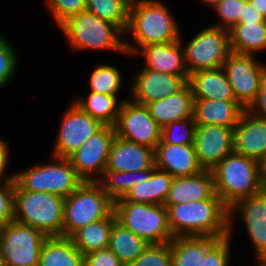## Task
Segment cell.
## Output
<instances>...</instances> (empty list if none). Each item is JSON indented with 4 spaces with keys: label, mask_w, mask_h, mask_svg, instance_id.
Here are the masks:
<instances>
[{
    "label": "cell",
    "mask_w": 266,
    "mask_h": 266,
    "mask_svg": "<svg viewBox=\"0 0 266 266\" xmlns=\"http://www.w3.org/2000/svg\"><path fill=\"white\" fill-rule=\"evenodd\" d=\"M114 214L117 222L148 244L169 243L174 238L165 205L114 202Z\"/></svg>",
    "instance_id": "cell-7"
},
{
    "label": "cell",
    "mask_w": 266,
    "mask_h": 266,
    "mask_svg": "<svg viewBox=\"0 0 266 266\" xmlns=\"http://www.w3.org/2000/svg\"><path fill=\"white\" fill-rule=\"evenodd\" d=\"M215 194L213 174L203 170L192 176L174 177L164 205L196 202Z\"/></svg>",
    "instance_id": "cell-22"
},
{
    "label": "cell",
    "mask_w": 266,
    "mask_h": 266,
    "mask_svg": "<svg viewBox=\"0 0 266 266\" xmlns=\"http://www.w3.org/2000/svg\"><path fill=\"white\" fill-rule=\"evenodd\" d=\"M219 238L178 236L170 242L172 266H201V257Z\"/></svg>",
    "instance_id": "cell-28"
},
{
    "label": "cell",
    "mask_w": 266,
    "mask_h": 266,
    "mask_svg": "<svg viewBox=\"0 0 266 266\" xmlns=\"http://www.w3.org/2000/svg\"><path fill=\"white\" fill-rule=\"evenodd\" d=\"M84 255L69 237H48L42 246L38 266H83Z\"/></svg>",
    "instance_id": "cell-27"
},
{
    "label": "cell",
    "mask_w": 266,
    "mask_h": 266,
    "mask_svg": "<svg viewBox=\"0 0 266 266\" xmlns=\"http://www.w3.org/2000/svg\"><path fill=\"white\" fill-rule=\"evenodd\" d=\"M59 27L76 50L105 49L127 54L125 41L120 38L125 33L87 10L68 17Z\"/></svg>",
    "instance_id": "cell-5"
},
{
    "label": "cell",
    "mask_w": 266,
    "mask_h": 266,
    "mask_svg": "<svg viewBox=\"0 0 266 266\" xmlns=\"http://www.w3.org/2000/svg\"><path fill=\"white\" fill-rule=\"evenodd\" d=\"M114 212V202L97 181H84L65 198L63 237H70L88 224L108 218Z\"/></svg>",
    "instance_id": "cell-6"
},
{
    "label": "cell",
    "mask_w": 266,
    "mask_h": 266,
    "mask_svg": "<svg viewBox=\"0 0 266 266\" xmlns=\"http://www.w3.org/2000/svg\"><path fill=\"white\" fill-rule=\"evenodd\" d=\"M132 0H86V10L118 26L124 33L129 22Z\"/></svg>",
    "instance_id": "cell-34"
},
{
    "label": "cell",
    "mask_w": 266,
    "mask_h": 266,
    "mask_svg": "<svg viewBox=\"0 0 266 266\" xmlns=\"http://www.w3.org/2000/svg\"><path fill=\"white\" fill-rule=\"evenodd\" d=\"M149 244L134 234L130 229L123 227L116 220L112 224L109 249L125 265L135 261Z\"/></svg>",
    "instance_id": "cell-31"
},
{
    "label": "cell",
    "mask_w": 266,
    "mask_h": 266,
    "mask_svg": "<svg viewBox=\"0 0 266 266\" xmlns=\"http://www.w3.org/2000/svg\"><path fill=\"white\" fill-rule=\"evenodd\" d=\"M189 74L222 68L231 51L229 31L213 26L202 29L183 48Z\"/></svg>",
    "instance_id": "cell-10"
},
{
    "label": "cell",
    "mask_w": 266,
    "mask_h": 266,
    "mask_svg": "<svg viewBox=\"0 0 266 266\" xmlns=\"http://www.w3.org/2000/svg\"><path fill=\"white\" fill-rule=\"evenodd\" d=\"M155 164L154 149L115 137L105 170L140 172Z\"/></svg>",
    "instance_id": "cell-20"
},
{
    "label": "cell",
    "mask_w": 266,
    "mask_h": 266,
    "mask_svg": "<svg viewBox=\"0 0 266 266\" xmlns=\"http://www.w3.org/2000/svg\"><path fill=\"white\" fill-rule=\"evenodd\" d=\"M156 169L155 164L140 172H118L105 170L97 182L113 202L123 199L128 191L142 181L147 180Z\"/></svg>",
    "instance_id": "cell-33"
},
{
    "label": "cell",
    "mask_w": 266,
    "mask_h": 266,
    "mask_svg": "<svg viewBox=\"0 0 266 266\" xmlns=\"http://www.w3.org/2000/svg\"><path fill=\"white\" fill-rule=\"evenodd\" d=\"M119 95H105L90 91L88 96L75 98L73 102L92 118L103 125L115 126L122 101L117 102Z\"/></svg>",
    "instance_id": "cell-32"
},
{
    "label": "cell",
    "mask_w": 266,
    "mask_h": 266,
    "mask_svg": "<svg viewBox=\"0 0 266 266\" xmlns=\"http://www.w3.org/2000/svg\"><path fill=\"white\" fill-rule=\"evenodd\" d=\"M0 266H4L1 245H0Z\"/></svg>",
    "instance_id": "cell-50"
},
{
    "label": "cell",
    "mask_w": 266,
    "mask_h": 266,
    "mask_svg": "<svg viewBox=\"0 0 266 266\" xmlns=\"http://www.w3.org/2000/svg\"><path fill=\"white\" fill-rule=\"evenodd\" d=\"M188 84L194 99L236 100L223 68L192 72Z\"/></svg>",
    "instance_id": "cell-25"
},
{
    "label": "cell",
    "mask_w": 266,
    "mask_h": 266,
    "mask_svg": "<svg viewBox=\"0 0 266 266\" xmlns=\"http://www.w3.org/2000/svg\"><path fill=\"white\" fill-rule=\"evenodd\" d=\"M167 6L158 0H132L126 33H130L133 43H126V52L134 55L143 46L178 41L180 29Z\"/></svg>",
    "instance_id": "cell-2"
},
{
    "label": "cell",
    "mask_w": 266,
    "mask_h": 266,
    "mask_svg": "<svg viewBox=\"0 0 266 266\" xmlns=\"http://www.w3.org/2000/svg\"><path fill=\"white\" fill-rule=\"evenodd\" d=\"M189 76H178L142 68L131 87L133 102L146 105L178 93L188 84Z\"/></svg>",
    "instance_id": "cell-16"
},
{
    "label": "cell",
    "mask_w": 266,
    "mask_h": 266,
    "mask_svg": "<svg viewBox=\"0 0 266 266\" xmlns=\"http://www.w3.org/2000/svg\"><path fill=\"white\" fill-rule=\"evenodd\" d=\"M14 194L15 181L11 174L0 183V229L14 221Z\"/></svg>",
    "instance_id": "cell-39"
},
{
    "label": "cell",
    "mask_w": 266,
    "mask_h": 266,
    "mask_svg": "<svg viewBox=\"0 0 266 266\" xmlns=\"http://www.w3.org/2000/svg\"><path fill=\"white\" fill-rule=\"evenodd\" d=\"M17 56L13 45L0 35V88L6 86L12 79L17 68Z\"/></svg>",
    "instance_id": "cell-40"
},
{
    "label": "cell",
    "mask_w": 266,
    "mask_h": 266,
    "mask_svg": "<svg viewBox=\"0 0 266 266\" xmlns=\"http://www.w3.org/2000/svg\"><path fill=\"white\" fill-rule=\"evenodd\" d=\"M229 36L232 52L254 55L266 50V22L238 23Z\"/></svg>",
    "instance_id": "cell-30"
},
{
    "label": "cell",
    "mask_w": 266,
    "mask_h": 266,
    "mask_svg": "<svg viewBox=\"0 0 266 266\" xmlns=\"http://www.w3.org/2000/svg\"><path fill=\"white\" fill-rule=\"evenodd\" d=\"M211 172L215 193L229 209L239 200L261 192L257 160L232 152Z\"/></svg>",
    "instance_id": "cell-3"
},
{
    "label": "cell",
    "mask_w": 266,
    "mask_h": 266,
    "mask_svg": "<svg viewBox=\"0 0 266 266\" xmlns=\"http://www.w3.org/2000/svg\"><path fill=\"white\" fill-rule=\"evenodd\" d=\"M48 236L34 227L12 221L0 229L4 266H38Z\"/></svg>",
    "instance_id": "cell-9"
},
{
    "label": "cell",
    "mask_w": 266,
    "mask_h": 266,
    "mask_svg": "<svg viewBox=\"0 0 266 266\" xmlns=\"http://www.w3.org/2000/svg\"><path fill=\"white\" fill-rule=\"evenodd\" d=\"M260 187L266 193V156L259 162Z\"/></svg>",
    "instance_id": "cell-47"
},
{
    "label": "cell",
    "mask_w": 266,
    "mask_h": 266,
    "mask_svg": "<svg viewBox=\"0 0 266 266\" xmlns=\"http://www.w3.org/2000/svg\"><path fill=\"white\" fill-rule=\"evenodd\" d=\"M201 1H204V2H206V4H209L210 6L214 7L221 0H201Z\"/></svg>",
    "instance_id": "cell-49"
},
{
    "label": "cell",
    "mask_w": 266,
    "mask_h": 266,
    "mask_svg": "<svg viewBox=\"0 0 266 266\" xmlns=\"http://www.w3.org/2000/svg\"><path fill=\"white\" fill-rule=\"evenodd\" d=\"M151 117L162 128L168 123L193 117L194 98L189 84L162 100L146 104Z\"/></svg>",
    "instance_id": "cell-24"
},
{
    "label": "cell",
    "mask_w": 266,
    "mask_h": 266,
    "mask_svg": "<svg viewBox=\"0 0 266 266\" xmlns=\"http://www.w3.org/2000/svg\"><path fill=\"white\" fill-rule=\"evenodd\" d=\"M266 20V0H248Z\"/></svg>",
    "instance_id": "cell-48"
},
{
    "label": "cell",
    "mask_w": 266,
    "mask_h": 266,
    "mask_svg": "<svg viewBox=\"0 0 266 266\" xmlns=\"http://www.w3.org/2000/svg\"><path fill=\"white\" fill-rule=\"evenodd\" d=\"M115 137V128L104 125L67 157L77 174L84 181H97L98 175L100 177L103 175L108 162L110 148Z\"/></svg>",
    "instance_id": "cell-13"
},
{
    "label": "cell",
    "mask_w": 266,
    "mask_h": 266,
    "mask_svg": "<svg viewBox=\"0 0 266 266\" xmlns=\"http://www.w3.org/2000/svg\"><path fill=\"white\" fill-rule=\"evenodd\" d=\"M193 146L200 166L211 171L234 152V127L197 125Z\"/></svg>",
    "instance_id": "cell-15"
},
{
    "label": "cell",
    "mask_w": 266,
    "mask_h": 266,
    "mask_svg": "<svg viewBox=\"0 0 266 266\" xmlns=\"http://www.w3.org/2000/svg\"><path fill=\"white\" fill-rule=\"evenodd\" d=\"M248 0H221L213 8L221 19V24L212 25L213 27L231 30L239 23L243 6Z\"/></svg>",
    "instance_id": "cell-38"
},
{
    "label": "cell",
    "mask_w": 266,
    "mask_h": 266,
    "mask_svg": "<svg viewBox=\"0 0 266 266\" xmlns=\"http://www.w3.org/2000/svg\"><path fill=\"white\" fill-rule=\"evenodd\" d=\"M244 110L236 100L194 99L193 117L197 125L235 127Z\"/></svg>",
    "instance_id": "cell-23"
},
{
    "label": "cell",
    "mask_w": 266,
    "mask_h": 266,
    "mask_svg": "<svg viewBox=\"0 0 266 266\" xmlns=\"http://www.w3.org/2000/svg\"><path fill=\"white\" fill-rule=\"evenodd\" d=\"M254 57L251 54L231 52L222 67L232 86L236 101L244 109H248L255 101L266 78V65Z\"/></svg>",
    "instance_id": "cell-11"
},
{
    "label": "cell",
    "mask_w": 266,
    "mask_h": 266,
    "mask_svg": "<svg viewBox=\"0 0 266 266\" xmlns=\"http://www.w3.org/2000/svg\"><path fill=\"white\" fill-rule=\"evenodd\" d=\"M196 126L194 117L168 123L162 127L161 141L166 144H193Z\"/></svg>",
    "instance_id": "cell-36"
},
{
    "label": "cell",
    "mask_w": 266,
    "mask_h": 266,
    "mask_svg": "<svg viewBox=\"0 0 266 266\" xmlns=\"http://www.w3.org/2000/svg\"><path fill=\"white\" fill-rule=\"evenodd\" d=\"M182 36L178 41L149 44L141 47L136 54L144 56L147 69L178 76H189L184 62Z\"/></svg>",
    "instance_id": "cell-21"
},
{
    "label": "cell",
    "mask_w": 266,
    "mask_h": 266,
    "mask_svg": "<svg viewBox=\"0 0 266 266\" xmlns=\"http://www.w3.org/2000/svg\"><path fill=\"white\" fill-rule=\"evenodd\" d=\"M168 172L155 169L152 175L132 187L126 196L116 202H133L164 205L173 181Z\"/></svg>",
    "instance_id": "cell-26"
},
{
    "label": "cell",
    "mask_w": 266,
    "mask_h": 266,
    "mask_svg": "<svg viewBox=\"0 0 266 266\" xmlns=\"http://www.w3.org/2000/svg\"><path fill=\"white\" fill-rule=\"evenodd\" d=\"M54 162L30 167L14 173L15 183L25 191L48 192L68 197L84 180L77 174L67 158L56 157Z\"/></svg>",
    "instance_id": "cell-8"
},
{
    "label": "cell",
    "mask_w": 266,
    "mask_h": 266,
    "mask_svg": "<svg viewBox=\"0 0 266 266\" xmlns=\"http://www.w3.org/2000/svg\"><path fill=\"white\" fill-rule=\"evenodd\" d=\"M230 211V231L234 213L242 216L250 240L256 251L258 264L266 261V193L239 200Z\"/></svg>",
    "instance_id": "cell-17"
},
{
    "label": "cell",
    "mask_w": 266,
    "mask_h": 266,
    "mask_svg": "<svg viewBox=\"0 0 266 266\" xmlns=\"http://www.w3.org/2000/svg\"><path fill=\"white\" fill-rule=\"evenodd\" d=\"M9 145L8 142H5L4 140H2L0 138V180L1 178L3 177V179H6L4 178L5 176V170L8 166V149H7V146ZM4 174V175H3Z\"/></svg>",
    "instance_id": "cell-46"
},
{
    "label": "cell",
    "mask_w": 266,
    "mask_h": 266,
    "mask_svg": "<svg viewBox=\"0 0 266 266\" xmlns=\"http://www.w3.org/2000/svg\"><path fill=\"white\" fill-rule=\"evenodd\" d=\"M234 152L258 162L266 156V119L243 111L234 127Z\"/></svg>",
    "instance_id": "cell-18"
},
{
    "label": "cell",
    "mask_w": 266,
    "mask_h": 266,
    "mask_svg": "<svg viewBox=\"0 0 266 266\" xmlns=\"http://www.w3.org/2000/svg\"><path fill=\"white\" fill-rule=\"evenodd\" d=\"M165 206L174 237L230 235V211L217 194L205 200Z\"/></svg>",
    "instance_id": "cell-1"
},
{
    "label": "cell",
    "mask_w": 266,
    "mask_h": 266,
    "mask_svg": "<svg viewBox=\"0 0 266 266\" xmlns=\"http://www.w3.org/2000/svg\"><path fill=\"white\" fill-rule=\"evenodd\" d=\"M46 3L57 26L68 17L86 10V0H46Z\"/></svg>",
    "instance_id": "cell-42"
},
{
    "label": "cell",
    "mask_w": 266,
    "mask_h": 266,
    "mask_svg": "<svg viewBox=\"0 0 266 266\" xmlns=\"http://www.w3.org/2000/svg\"><path fill=\"white\" fill-rule=\"evenodd\" d=\"M128 266H172L170 242L149 244L143 253Z\"/></svg>",
    "instance_id": "cell-37"
},
{
    "label": "cell",
    "mask_w": 266,
    "mask_h": 266,
    "mask_svg": "<svg viewBox=\"0 0 266 266\" xmlns=\"http://www.w3.org/2000/svg\"><path fill=\"white\" fill-rule=\"evenodd\" d=\"M122 73L112 65L98 64L92 71L89 83L90 91L105 95H119L122 85Z\"/></svg>",
    "instance_id": "cell-35"
},
{
    "label": "cell",
    "mask_w": 266,
    "mask_h": 266,
    "mask_svg": "<svg viewBox=\"0 0 266 266\" xmlns=\"http://www.w3.org/2000/svg\"><path fill=\"white\" fill-rule=\"evenodd\" d=\"M60 121L53 154L56 157L63 158H67L104 126L99 120L84 112L73 101Z\"/></svg>",
    "instance_id": "cell-14"
},
{
    "label": "cell",
    "mask_w": 266,
    "mask_h": 266,
    "mask_svg": "<svg viewBox=\"0 0 266 266\" xmlns=\"http://www.w3.org/2000/svg\"><path fill=\"white\" fill-rule=\"evenodd\" d=\"M114 128L117 137L154 150L161 141L162 128L151 117L146 105L131 99L122 100Z\"/></svg>",
    "instance_id": "cell-12"
},
{
    "label": "cell",
    "mask_w": 266,
    "mask_h": 266,
    "mask_svg": "<svg viewBox=\"0 0 266 266\" xmlns=\"http://www.w3.org/2000/svg\"><path fill=\"white\" fill-rule=\"evenodd\" d=\"M230 235L219 238L201 257V266H228L230 255Z\"/></svg>",
    "instance_id": "cell-41"
},
{
    "label": "cell",
    "mask_w": 266,
    "mask_h": 266,
    "mask_svg": "<svg viewBox=\"0 0 266 266\" xmlns=\"http://www.w3.org/2000/svg\"><path fill=\"white\" fill-rule=\"evenodd\" d=\"M247 110L259 117L266 119V78L263 80L255 101Z\"/></svg>",
    "instance_id": "cell-44"
},
{
    "label": "cell",
    "mask_w": 266,
    "mask_h": 266,
    "mask_svg": "<svg viewBox=\"0 0 266 266\" xmlns=\"http://www.w3.org/2000/svg\"><path fill=\"white\" fill-rule=\"evenodd\" d=\"M251 22H266L262 14L255 9V7L247 1L243 6V12L240 15L239 23Z\"/></svg>",
    "instance_id": "cell-45"
},
{
    "label": "cell",
    "mask_w": 266,
    "mask_h": 266,
    "mask_svg": "<svg viewBox=\"0 0 266 266\" xmlns=\"http://www.w3.org/2000/svg\"><path fill=\"white\" fill-rule=\"evenodd\" d=\"M116 220L114 212L106 219H101L75 231L69 238L83 254L109 247L112 224Z\"/></svg>",
    "instance_id": "cell-29"
},
{
    "label": "cell",
    "mask_w": 266,
    "mask_h": 266,
    "mask_svg": "<svg viewBox=\"0 0 266 266\" xmlns=\"http://www.w3.org/2000/svg\"><path fill=\"white\" fill-rule=\"evenodd\" d=\"M83 266H125L109 247L84 255Z\"/></svg>",
    "instance_id": "cell-43"
},
{
    "label": "cell",
    "mask_w": 266,
    "mask_h": 266,
    "mask_svg": "<svg viewBox=\"0 0 266 266\" xmlns=\"http://www.w3.org/2000/svg\"><path fill=\"white\" fill-rule=\"evenodd\" d=\"M155 167L173 177L195 175L200 166L193 144H166L160 141L154 150Z\"/></svg>",
    "instance_id": "cell-19"
},
{
    "label": "cell",
    "mask_w": 266,
    "mask_h": 266,
    "mask_svg": "<svg viewBox=\"0 0 266 266\" xmlns=\"http://www.w3.org/2000/svg\"><path fill=\"white\" fill-rule=\"evenodd\" d=\"M64 201L56 194L22 190L15 183L14 221L41 230L48 237H63Z\"/></svg>",
    "instance_id": "cell-4"
}]
</instances>
